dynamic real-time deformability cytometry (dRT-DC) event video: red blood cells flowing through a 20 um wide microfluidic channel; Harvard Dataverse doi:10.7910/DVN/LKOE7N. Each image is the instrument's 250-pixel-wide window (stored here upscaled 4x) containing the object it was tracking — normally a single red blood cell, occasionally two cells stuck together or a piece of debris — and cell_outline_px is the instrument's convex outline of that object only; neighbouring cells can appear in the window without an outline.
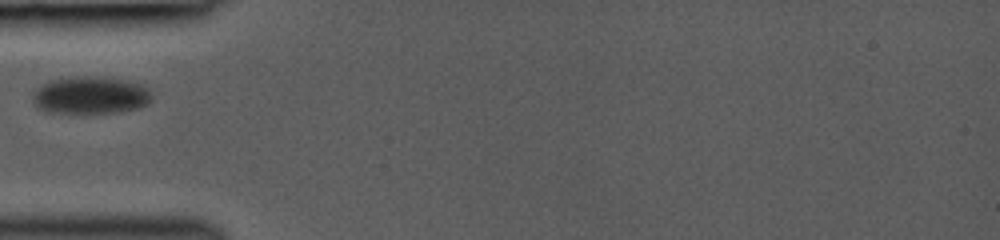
{"species": "common noctule bat (a hibernating species)", "species_latin": "Nyctalus noctula", "temperature_condition": "room temperature", "stored_images_in_passage": 4, "camera_frame_rate_fps": 3000, "um_per_image_px": 0.085, "animal": {"sex": "female", "body_mass_g": 19.0, "forearm_length_mm": 53.3}, "frame": {"image": 1, "passage_image": 1, "time_ms": 0.0, "image_size_px": [1000, 240], "cell_outline_px": [[152, 100], [148, 104], [136, 108], [120, 112], [80, 116], [44, 112], [36, 108], [32, 96], [32, 92], [36, 88], [48, 80], [68, 76], [100, 76], [128, 80], [140, 84], [148, 88], [152, 96]], "centroid_in_image_um": [7.63, 8.13], "position_along_channel_um": 77.4, "area_um2": 27.51}}
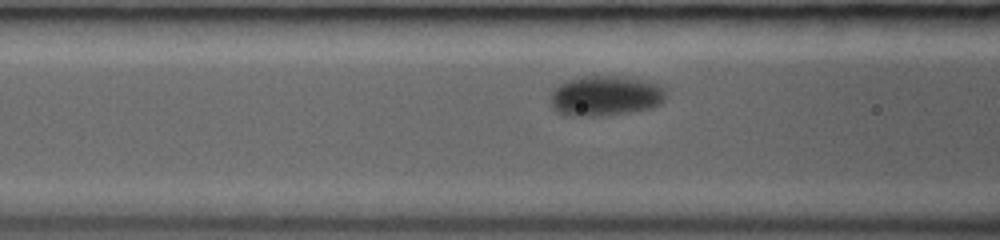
{"frame": {"image": 2, "passage_image": 3, "time_ms": 1.0, "image_size_px": [1000, 240], "cell_outline_px": [[668, 92], [664, 100], [660, 104], [652, 108], [632, 112], [600, 116], [564, 116], [556, 112], [552, 108], [552, 88], [568, 80], [584, 76], [624, 76], [644, 80], [660, 84]], "centroid_in_image_um": [51.49, 8.15], "position_along_channel_um": 115.1, "area_um2": 27.51}}